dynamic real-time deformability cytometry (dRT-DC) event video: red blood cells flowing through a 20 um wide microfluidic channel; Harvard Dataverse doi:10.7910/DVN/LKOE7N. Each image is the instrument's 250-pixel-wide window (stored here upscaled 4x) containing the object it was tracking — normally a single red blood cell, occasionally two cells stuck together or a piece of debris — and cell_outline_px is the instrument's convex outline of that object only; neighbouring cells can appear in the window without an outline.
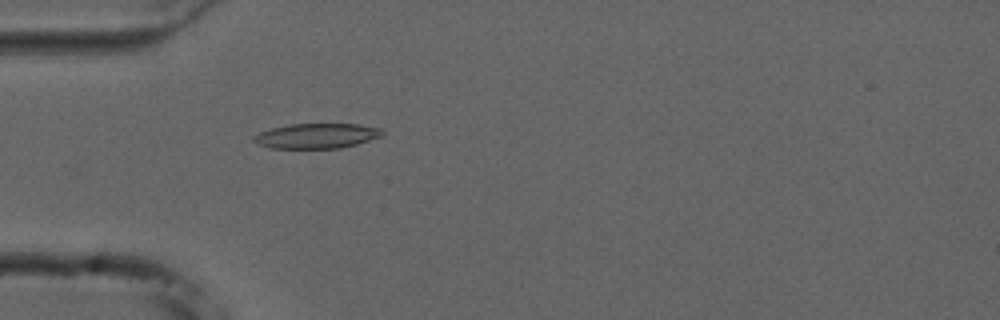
{"species": "common noctule bat (a hibernating species)", "species_latin": "Nyctalus noctula", "temperature_condition": "cold", "stored_images_in_passage": 20, "camera_frame_rate_fps": 3000, "um_per_image_px": 0.085, "animal": {"sex": "male", "forearm_length_mm": 52.5}, "frame": {"image": 1, "passage_image": 10, "time_ms": 3.0, "image_size_px": [1000, 320], "cell_outline_px": [[384, 136], [356, 144], [340, 148], [268, 148], [252, 140], [252, 136], [260, 132], [272, 128], [288, 124], [356, 124], [380, 128], [384, 132]], "centroid_in_image_um": [26.92, 11.55], "position_along_channel_um": 58.1, "area_um2": 18.73}}
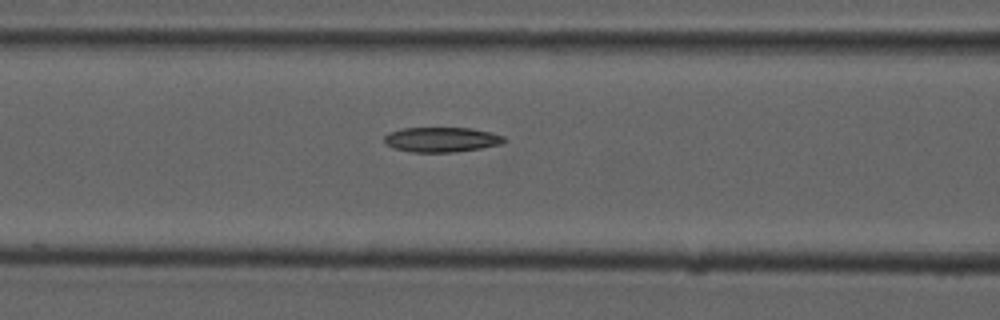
{"frame": {"image": 2, "passage_image": 16, "time_ms": 5.0, "image_size_px": [1000, 320], "cell_outline_px": [[508, 140], [504, 144], [480, 148], [452, 152], [412, 152], [396, 148], [388, 144], [384, 140], [384, 136], [388, 132], [404, 128], [472, 128], [492, 132], [504, 136]], "centroid_in_image_um": [37.6, 11.85], "position_along_channel_um": 129.0, "area_um2": 17.4}}
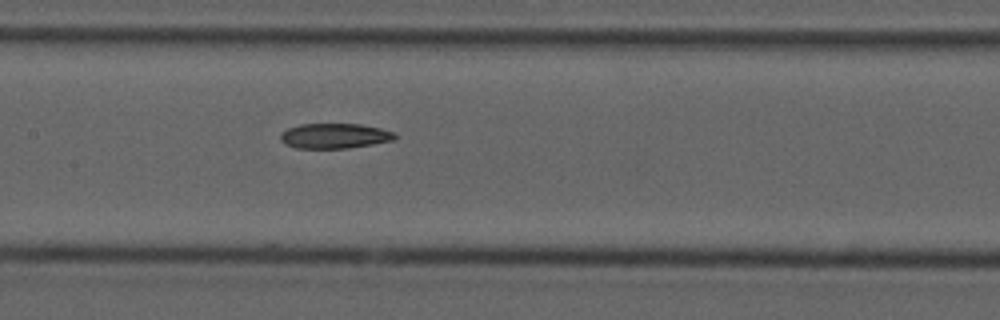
{"frame": {"image": 3, "passage_image": 20, "time_ms": 6.333, "image_size_px": [1000, 320], "cell_outline_px": [[396, 140], [348, 148], [296, 148], [284, 144], [280, 140], [280, 132], [288, 128], [300, 124], [360, 124], [380, 128], [396, 132]], "centroid_in_image_um": [28.44, 11.55], "position_along_channel_um": 179.0, "area_um2": 16.88}}